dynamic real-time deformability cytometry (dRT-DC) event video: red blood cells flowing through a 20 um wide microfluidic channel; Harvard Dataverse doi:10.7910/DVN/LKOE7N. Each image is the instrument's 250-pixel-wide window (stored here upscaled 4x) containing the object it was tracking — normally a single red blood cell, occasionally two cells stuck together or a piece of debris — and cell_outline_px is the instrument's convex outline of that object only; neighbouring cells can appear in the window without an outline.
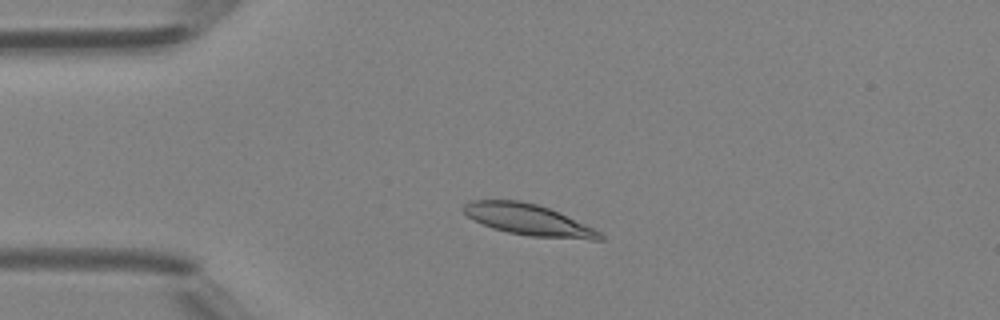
{"species": "Egyptian fruit bat (a non-hibernating species)", "species_latin": "Rousettus aegyptiacus", "temperature_condition": "room temperature", "stored_images_in_passage": 44, "camera_frame_rate_fps": 3000, "um_per_image_px": 0.085, "animal": {"sex": "female"}, "frame": {"image": 1, "passage_image": 8, "time_ms": 2.333, "image_size_px": [1000, 320], "cell_outline_px": [[604, 240], [588, 240], [532, 236], [508, 232], [492, 228], [468, 216], [464, 212], [464, 204], [472, 200], [520, 200], [536, 204], [548, 208], [584, 224], [600, 232], [604, 236]], "centroid_in_image_um": [44.93, 18.69], "position_along_channel_um": 40.1, "area_um2": 24.33}}
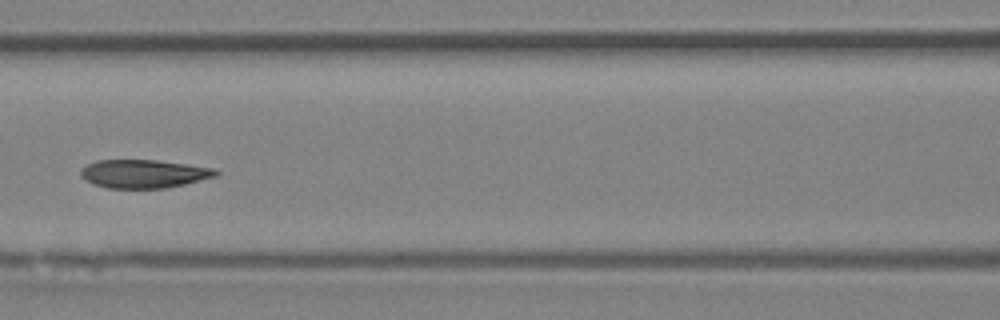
{"frame": {"image": 2, "passage_image": 18, "time_ms": 5.667, "image_size_px": [1000, 320], "cell_outline_px": [[220, 176], [168, 188], [108, 188], [92, 184], [84, 180], [80, 176], [80, 168], [84, 164], [96, 160], [156, 160], [216, 168], [220, 172]], "centroid_in_image_um": [12.22, 14.77], "position_along_channel_um": 154.4, "area_um2": 22.83}}
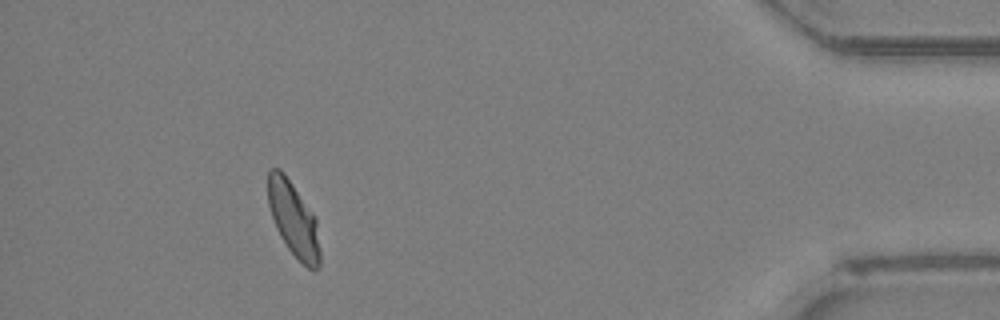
{"frame": {"image": 3, "passage_image": 40, "time_ms": 13.0, "image_size_px": [1000, 320], "cell_outline_px": [[320, 268], [308, 268], [288, 248], [280, 236], [276, 228], [268, 204], [268, 168], [280, 168], [316, 216], [320, 252]], "centroid_in_image_um": [24.95, 18.61], "position_along_channel_um": 410.2, "area_um2": 22.43}, "authors_computed_cell_mechanics": {"area_um2": 22.6865, "velocity_mm_per_s": 4.2909, "shape_relaxation_time_tau1_ms": null, "shape_relaxation_time_tau2_ms": 0.8868, "deformation_change_tau1": null, "deformation_change_tau2": 0.061}}